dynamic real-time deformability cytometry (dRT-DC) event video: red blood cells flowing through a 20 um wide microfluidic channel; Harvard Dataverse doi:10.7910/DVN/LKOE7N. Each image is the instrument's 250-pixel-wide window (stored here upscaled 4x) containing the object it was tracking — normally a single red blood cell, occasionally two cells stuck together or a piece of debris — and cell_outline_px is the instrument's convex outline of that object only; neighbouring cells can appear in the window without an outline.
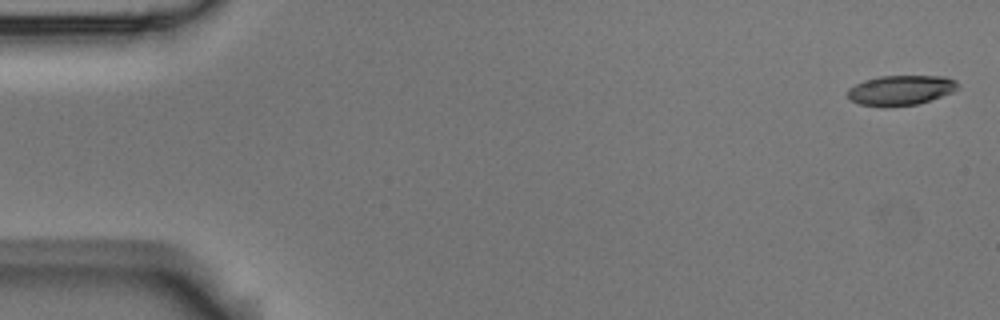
{"species": "Egyptian fruit bat (a non-hibernating species)", "species_latin": "Rousettus aegyptiacus", "temperature_condition": "room temperature", "stored_images_in_passage": 5, "camera_frame_rate_fps": 3000, "um_per_image_px": 0.085, "animal": {"sex": "male"}, "frame": {"image": 1, "passage_image": 1, "time_ms": 0.0, "image_size_px": [1000, 320], "cell_outline_px": [[956, 88], [952, 92], [916, 104], [860, 104], [852, 100], [848, 96], [848, 88], [864, 80], [880, 76], [944, 76], [956, 80]], "centroid_in_image_um": [76.56, 7.61], "position_along_channel_um": 8.4, "area_um2": 18.26}}
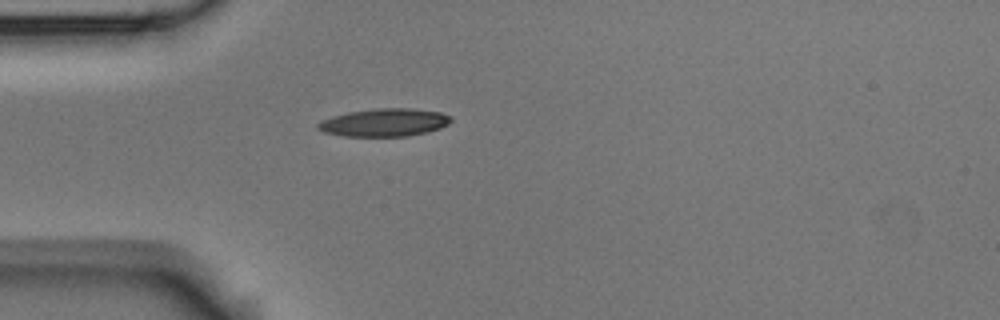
{"frame": {"image": 2, "passage_image": 5, "time_ms": 1.333, "image_size_px": [1000, 320], "cell_outline_px": [[452, 120], [448, 124], [440, 128], [428, 132], [408, 136], [344, 136], [324, 132], [316, 128], [316, 124], [320, 120], [332, 116], [348, 112], [376, 108], [412, 108], [440, 112], [452, 116]], "centroid_in_image_um": [32.67, 10.41], "position_along_channel_um": 52.3, "area_um2": 21.79}}